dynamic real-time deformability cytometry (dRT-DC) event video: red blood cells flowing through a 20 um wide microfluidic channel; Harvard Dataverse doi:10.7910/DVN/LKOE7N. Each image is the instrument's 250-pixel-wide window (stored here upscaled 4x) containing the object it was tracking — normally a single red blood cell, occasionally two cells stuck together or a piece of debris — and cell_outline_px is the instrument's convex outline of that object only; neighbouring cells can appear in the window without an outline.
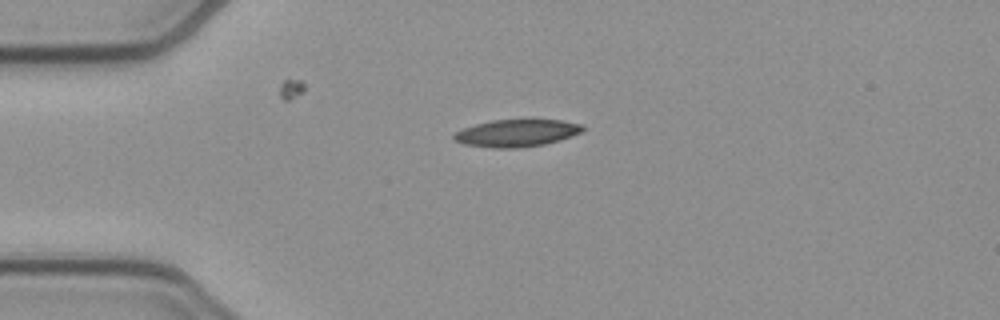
{"species": "common noctule bat (a hibernating species)", "species_latin": "Nyctalus noctula", "temperature_condition": "cold", "stored_images_in_passage": 33, "camera_frame_rate_fps": 3000, "um_per_image_px": 0.085, "animal": {"sex": "female", "body_mass_g": 21.9}, "frame": {"image": 1, "passage_image": 1, "time_ms": 0.0, "image_size_px": [1000, 320], "cell_outline_px": [[584, 128], [580, 132], [572, 136], [560, 140], [544, 144], [520, 148], [492, 148], [464, 144], [456, 140], [452, 136], [456, 132], [464, 128], [476, 124], [492, 120], [560, 120], [580, 124]], "centroid_in_image_um": [43.91, 11.32], "position_along_channel_um": 41.1, "area_um2": 20.23}}
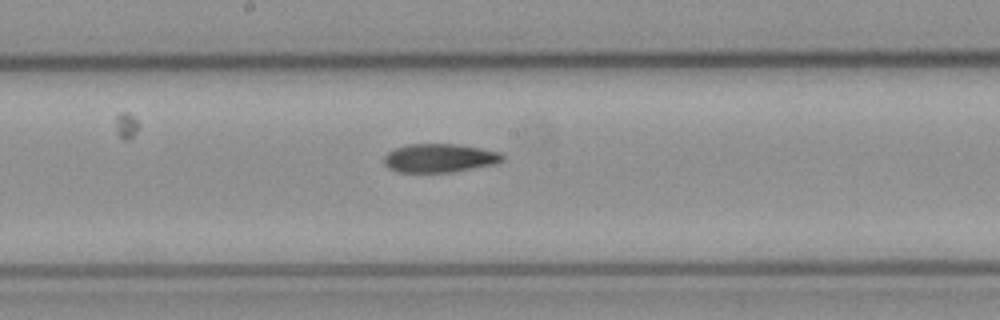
{"frame": {"image": 2, "passage_image": 16, "time_ms": 5.0, "image_size_px": [1000, 320], "cell_outline_px": [[504, 160], [496, 164], [452, 172], [396, 172], [388, 168], [384, 164], [384, 156], [388, 152], [396, 148], [408, 144], [456, 144], [480, 148], [500, 152], [504, 156]], "centroid_in_image_um": [37.36, 13.44], "position_along_channel_um": 210.8, "area_um2": 19.83}}
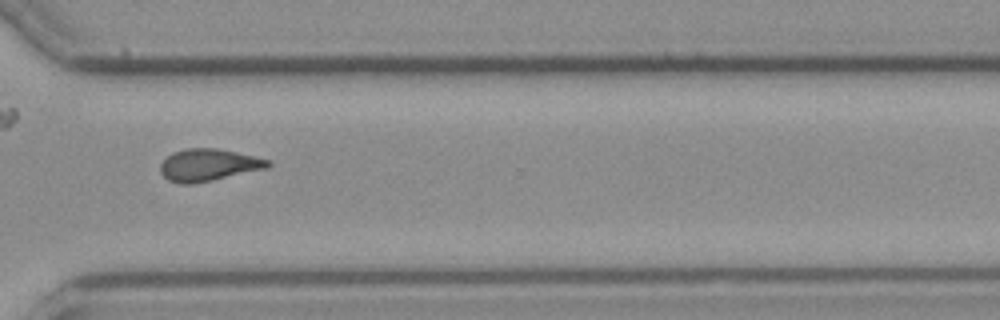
{"frame": {"image": 3, "passage_image": 27, "time_ms": 8.667, "image_size_px": [1000, 320], "cell_outline_px": [[272, 164], [268, 168], [212, 180], [192, 184], [180, 184], [168, 180], [160, 172], [160, 164], [172, 152], [188, 148], [216, 148], [256, 156], [268, 160]], "centroid_in_image_um": [17.72, 14.02], "position_along_channel_um": 352.9, "area_um2": 20.11}, "authors_computed_cell_mechanics": {"area_um2": 19.941, "velocity_mm_per_s": 3.8816, "shape_relaxation_time_tau1_ms": null, "shape_relaxation_time_tau2_ms": 8.7374, "deformation_change_tau1": null, "deformation_change_tau2": 0.1781}}